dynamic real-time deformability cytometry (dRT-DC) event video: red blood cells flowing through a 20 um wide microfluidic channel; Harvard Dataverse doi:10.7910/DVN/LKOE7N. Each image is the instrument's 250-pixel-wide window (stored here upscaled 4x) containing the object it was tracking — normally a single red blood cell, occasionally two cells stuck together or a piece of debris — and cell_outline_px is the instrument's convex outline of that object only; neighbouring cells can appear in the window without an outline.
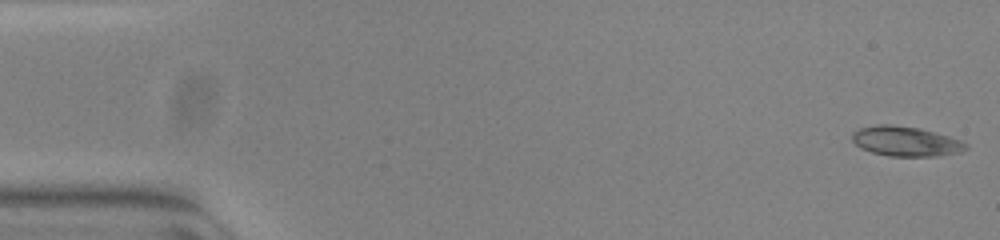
{"species": "common noctule bat (a hibernating species)", "species_latin": "Nyctalus noctula", "temperature_condition": "warm", "stored_images_in_passage": 53, "camera_frame_rate_fps": 3000, "um_per_image_px": 0.085, "animal": {"sex": "female", "body_mass_g": 23.0, "forearm_length_mm": 53.4}, "frame": {"image": 1, "passage_image": 1, "time_ms": 0.0, "image_size_px": [1000, 240], "cell_outline_px": [[968, 148], [960, 152], [936, 156], [888, 156], [872, 152], [860, 148], [852, 140], [852, 132], [860, 128], [876, 124], [888, 124], [920, 128], [948, 136], [960, 140], [968, 144]], "centroid_in_image_um": [76.97, 12.01], "position_along_channel_um": 8.0, "area_um2": 19.77}}
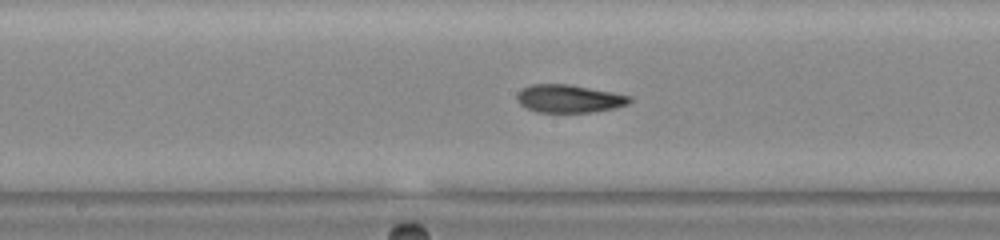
{"frame": {"image": 2, "passage_image": 27, "time_ms": 8.667, "image_size_px": [1000, 240], "cell_outline_px": [[632, 100], [628, 104], [616, 108], [592, 112], [536, 112], [520, 104], [516, 96], [524, 88], [532, 84], [568, 84], [612, 92], [632, 96]], "centroid_in_image_um": [48.41, 8.39], "position_along_channel_um": 199.8, "area_um2": 18.21}}
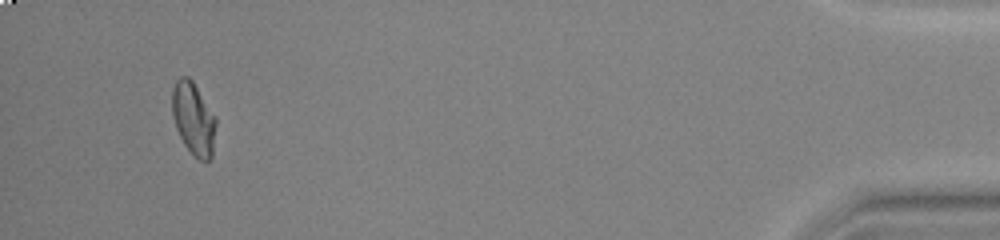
{"frame": {"image": 3, "passage_image": 50, "time_ms": 16.333, "image_size_px": [1000, 240], "cell_outline_px": [[216, 124], [212, 156], [208, 160], [200, 160], [184, 144], [176, 128], [172, 116], [172, 88], [176, 80], [180, 76], [188, 76], [192, 80], [216, 116]], "centroid_in_image_um": [16.44, 10.04], "position_along_channel_um": 418.8, "area_um2": 18.5}, "authors_computed_cell_mechanics": {"area_um2": 18.7272, "velocity_mm_per_s": 3.8678, "shape_relaxation_time_tau1_ms": null, "shape_relaxation_time_tau2_ms": 1.8518, "deformation_change_tau1": null, "deformation_change_tau2": 0.0751}}